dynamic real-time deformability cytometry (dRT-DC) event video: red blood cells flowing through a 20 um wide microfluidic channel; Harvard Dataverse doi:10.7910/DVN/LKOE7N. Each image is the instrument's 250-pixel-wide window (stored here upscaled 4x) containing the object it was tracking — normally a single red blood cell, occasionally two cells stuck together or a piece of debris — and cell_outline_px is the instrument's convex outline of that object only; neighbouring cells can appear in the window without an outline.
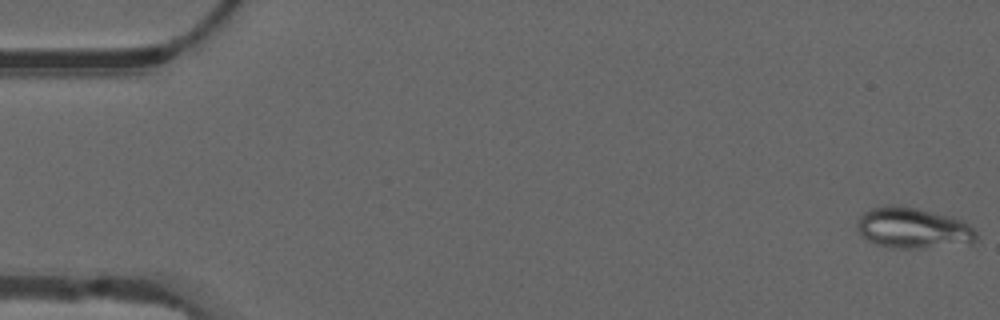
{"species": "common noctule bat (a hibernating species)", "species_latin": "Nyctalus noctula", "temperature_condition": "warm", "stored_images_in_passage": 54, "camera_frame_rate_fps": 3000, "um_per_image_px": 0.085, "animal": {"sex": "male", "forearm_length_mm": 52.5}, "frame": {"image": 1, "passage_image": 1, "time_ms": 0.0, "image_size_px": [1000, 320], "cell_outline_px": [[980, 240], [972, 244], [924, 248], [888, 248], [876, 244], [868, 240], [856, 228], [856, 224], [860, 216], [864, 212], [872, 208], [884, 204], [916, 208], [948, 216], [960, 220], [968, 224], [976, 232]], "centroid_in_image_um": [77.63, 19.41], "position_along_channel_um": 7.4, "area_um2": 28.5}}
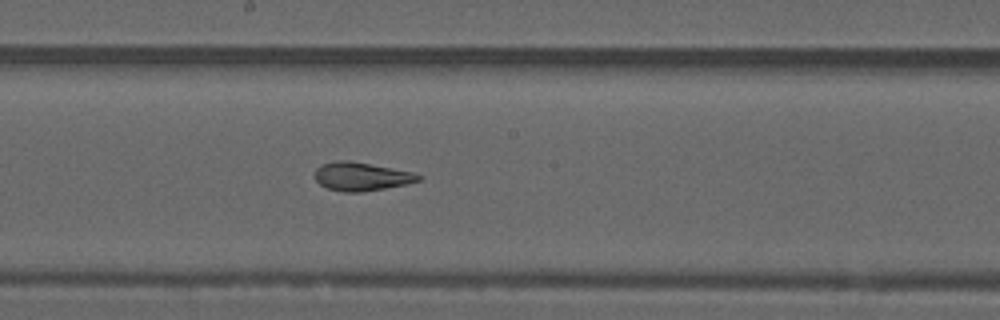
{"frame": {"image": 2, "passage_image": 29, "time_ms": 9.333, "image_size_px": [1000, 320], "cell_outline_px": [[424, 176], [420, 180], [404, 184], [364, 192], [344, 192], [328, 188], [320, 184], [316, 180], [316, 168], [320, 164], [336, 160], [348, 160], [392, 168], [412, 172]], "centroid_in_image_um": [30.7, 14.99], "position_along_channel_um": 217.5, "area_um2": 17.05}}
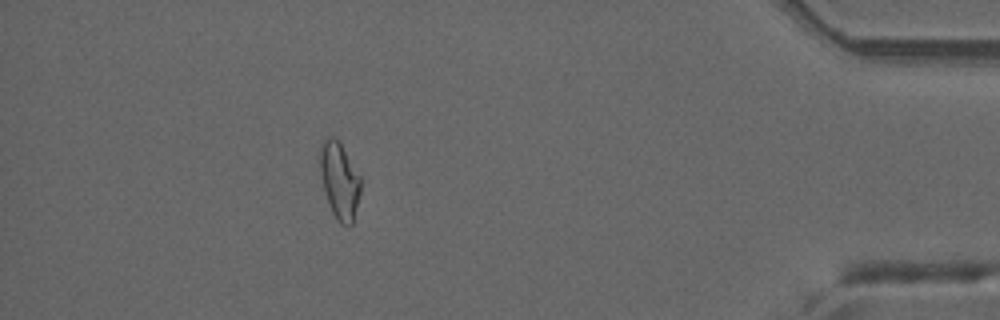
{"frame": {"image": 3, "passage_image": 48, "time_ms": 15.667, "image_size_px": [1000, 320], "cell_outline_px": [[360, 192], [352, 224], [348, 228], [340, 224], [336, 220], [332, 212], [324, 188], [320, 172], [320, 144], [328, 136], [332, 136], [340, 144], [360, 176]], "centroid_in_image_um": [28.85, 15.39], "position_along_channel_um": 406.3, "area_um2": 17.8}, "authors_computed_cell_mechanics": {"area_um2": 18.1781, "velocity_mm_per_s": 3.8141, "shape_relaxation_time_tau1_ms": null, "shape_relaxation_time_tau2_ms": 2.0669, "deformation_change_tau1": null, "deformation_change_tau2": 0.0803}}